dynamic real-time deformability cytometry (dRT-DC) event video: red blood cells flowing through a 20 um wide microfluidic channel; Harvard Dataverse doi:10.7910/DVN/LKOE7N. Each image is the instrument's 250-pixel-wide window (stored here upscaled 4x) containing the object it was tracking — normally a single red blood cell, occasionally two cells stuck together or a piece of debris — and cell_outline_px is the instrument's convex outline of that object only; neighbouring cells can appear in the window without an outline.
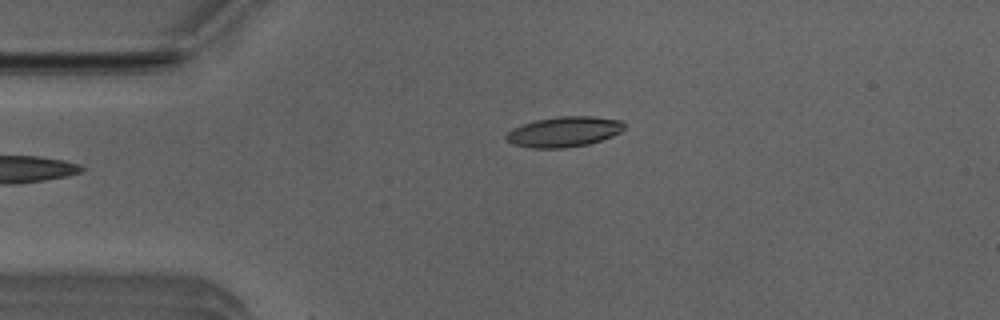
{"species": "Egyptian fruit bat (a non-hibernating species)", "species_latin": "Rousettus aegyptiacus", "temperature_condition": "room temperature", "stored_images_in_passage": 4, "camera_frame_rate_fps": 3000, "um_per_image_px": 0.085, "animal": {"sex": "male"}, "frame": {"image": 1, "passage_image": 1, "time_ms": 0.0, "image_size_px": [1000, 320], "cell_outline_px": [[624, 128], [620, 132], [612, 136], [588, 144], [564, 148], [532, 148], [512, 144], [504, 140], [504, 136], [512, 128], [536, 120], [560, 116], [592, 116], [620, 120], [624, 124]], "centroid_in_image_um": [47.9, 11.2], "position_along_channel_um": 37.1, "area_um2": 20.81}}